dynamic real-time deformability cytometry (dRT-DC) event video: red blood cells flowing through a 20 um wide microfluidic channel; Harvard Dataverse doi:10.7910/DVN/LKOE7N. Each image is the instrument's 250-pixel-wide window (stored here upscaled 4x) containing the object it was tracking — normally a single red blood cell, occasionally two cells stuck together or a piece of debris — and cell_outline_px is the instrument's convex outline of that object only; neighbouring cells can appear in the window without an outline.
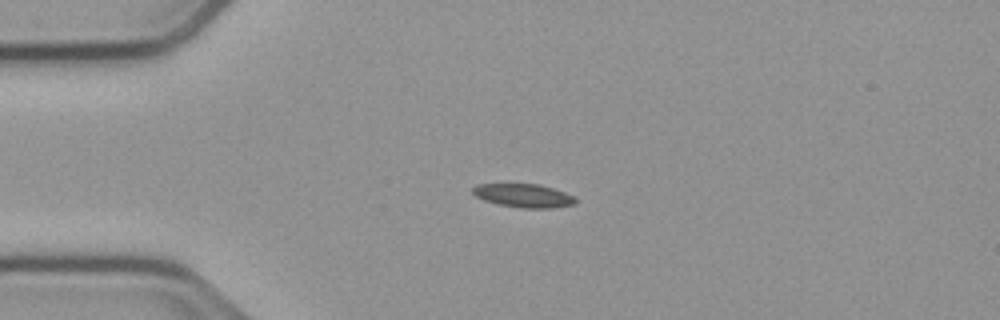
{"species": "common noctule bat (a hibernating species)", "species_latin": "Nyctalus noctula", "temperature_condition": "cold", "stored_images_in_passage": 43, "camera_frame_rate_fps": 3000, "um_per_image_px": 0.085, "animal": {"sex": "male", "body_mass_g": 23.1, "forearm_length_mm": 52.7}, "frame": {"image": 1, "passage_image": 1, "time_ms": 0.0, "image_size_px": [1000, 320], "cell_outline_px": [[576, 204], [552, 208], [520, 208], [496, 204], [484, 200], [476, 196], [472, 192], [472, 188], [476, 184], [540, 184], [576, 196]], "centroid_in_image_um": [44.52, 16.63], "position_along_channel_um": 40.5, "area_um2": 14.22}}
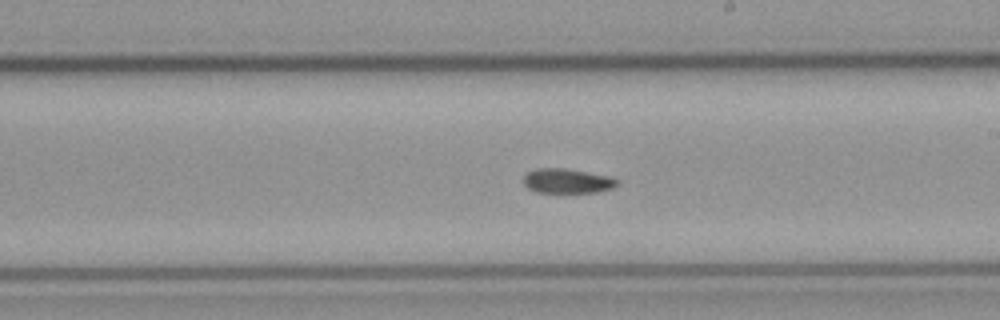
{"frame": {"image": 2, "passage_image": 19, "time_ms": 6.0, "image_size_px": [1000, 320], "cell_outline_px": [[620, 184], [612, 188], [596, 192], [536, 192], [528, 188], [524, 184], [524, 176], [528, 172], [536, 168], [564, 168], [608, 176], [620, 180]], "centroid_in_image_um": [48.23, 15.38], "position_along_channel_um": 240.8, "area_um2": 13.35}}
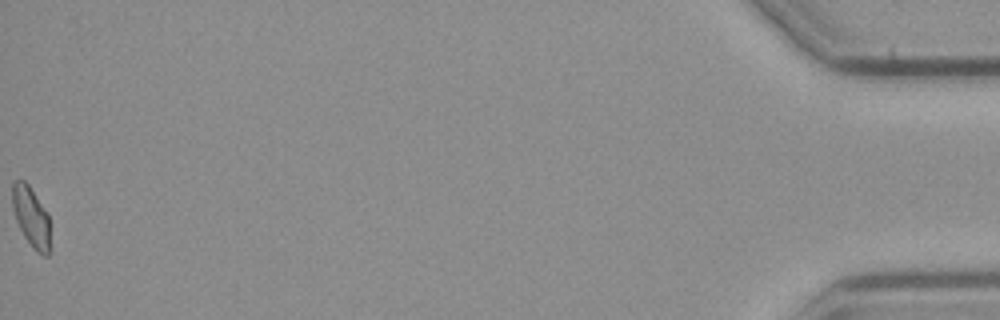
{"frame": {"image": 3, "passage_image": 43, "time_ms": 14.0, "image_size_px": [1000, 320], "cell_outline_px": [[52, 248], [48, 256], [44, 256], [36, 252], [24, 236], [16, 220], [12, 208], [12, 180], [24, 180], [28, 184], [48, 212]], "centroid_in_image_um": [2.68, 18.47], "position_along_channel_um": 432.5, "area_um2": 13.76}}